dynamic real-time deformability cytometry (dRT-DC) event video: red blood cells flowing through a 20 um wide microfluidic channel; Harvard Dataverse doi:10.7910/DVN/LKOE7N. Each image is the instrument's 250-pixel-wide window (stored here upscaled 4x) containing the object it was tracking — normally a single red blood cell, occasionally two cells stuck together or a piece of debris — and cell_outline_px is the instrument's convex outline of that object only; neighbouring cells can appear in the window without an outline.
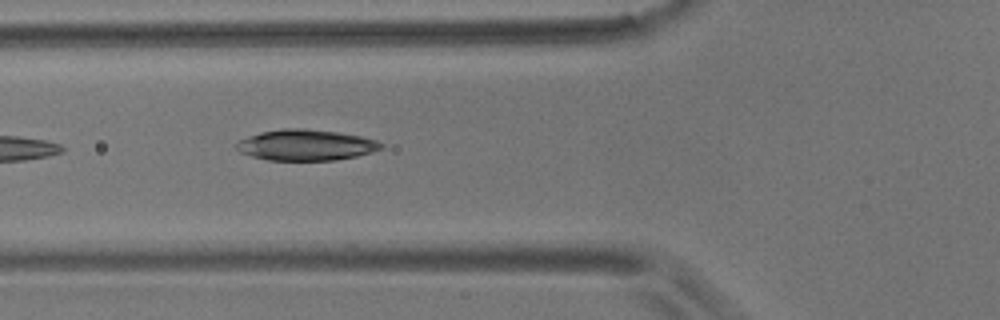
{"species": "common noctule bat (a hibernating species)", "species_latin": "Nyctalus noctula", "temperature_condition": "room temperature", "stored_images_in_passage": 6, "camera_frame_rate_fps": 3000, "um_per_image_px": 0.085, "animal": {"sex": "male", "body_mass_g": 17.9}, "frame": {"image": 1, "passage_image": 6, "time_ms": 6.333, "image_size_px": [1000, 320], "cell_outline_px": [[384, 148], [372, 152], [356, 156], [336, 160], [268, 160], [252, 156], [240, 152], [236, 148], [236, 144], [240, 140], [248, 136], [260, 132], [284, 128], [300, 128], [336, 132], [360, 136], [376, 140], [384, 144]], "centroid_in_image_um": [26.01, 12.33], "position_along_channel_um": 99.8, "area_um2": 25.95}}